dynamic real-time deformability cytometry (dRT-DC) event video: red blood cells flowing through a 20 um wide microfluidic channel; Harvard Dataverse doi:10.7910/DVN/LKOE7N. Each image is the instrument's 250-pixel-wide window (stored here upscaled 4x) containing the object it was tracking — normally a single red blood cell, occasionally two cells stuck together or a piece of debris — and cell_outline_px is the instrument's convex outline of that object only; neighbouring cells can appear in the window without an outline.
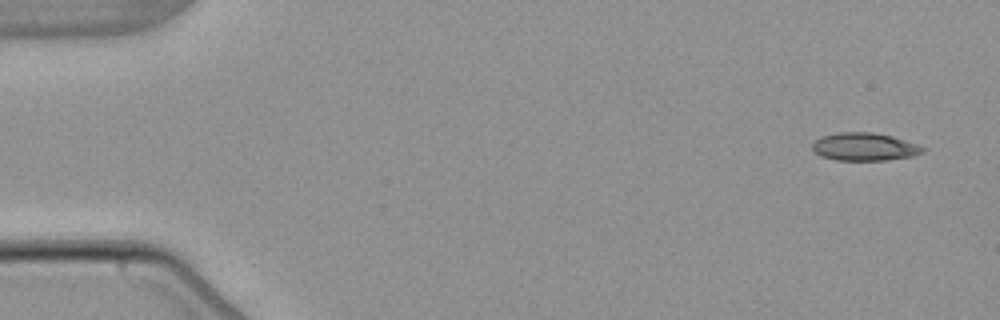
{"species": "common noctule bat (a hibernating species)", "species_latin": "Nyctalus noctula", "temperature_condition": "warm", "stored_images_in_passage": 6, "camera_frame_rate_fps": 3000, "um_per_image_px": 0.085, "animal": {"sex": "male", "body_mass_g": 21.5, "forearm_length_mm": 52.0}, "frame": {"image": 1, "passage_image": 1, "time_ms": 0.0, "image_size_px": [1000, 320], "cell_outline_px": [[924, 152], [912, 156], [884, 160], [836, 160], [820, 156], [812, 148], [812, 144], [820, 136], [840, 132], [872, 132], [892, 136], [916, 144], [924, 148]], "centroid_in_image_um": [73.45, 12.47], "position_along_channel_um": 11.6, "area_um2": 17.8}}
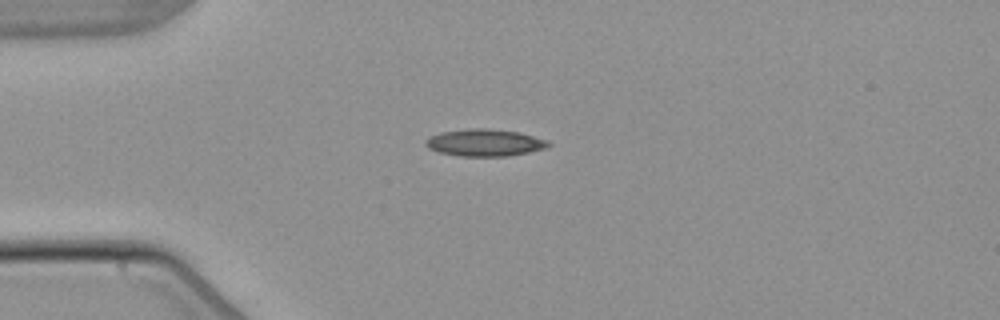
{"frame": {"image": 2, "passage_image": 4, "time_ms": 3.667, "image_size_px": [1000, 320], "cell_outline_px": [[552, 144], [544, 148], [528, 152], [508, 156], [460, 156], [440, 152], [428, 148], [424, 144], [424, 140], [428, 136], [440, 132], [468, 128], [488, 128], [520, 132], [548, 140]], "centroid_in_image_um": [41.17, 12.11], "position_along_channel_um": 43.8, "area_um2": 19.54}}